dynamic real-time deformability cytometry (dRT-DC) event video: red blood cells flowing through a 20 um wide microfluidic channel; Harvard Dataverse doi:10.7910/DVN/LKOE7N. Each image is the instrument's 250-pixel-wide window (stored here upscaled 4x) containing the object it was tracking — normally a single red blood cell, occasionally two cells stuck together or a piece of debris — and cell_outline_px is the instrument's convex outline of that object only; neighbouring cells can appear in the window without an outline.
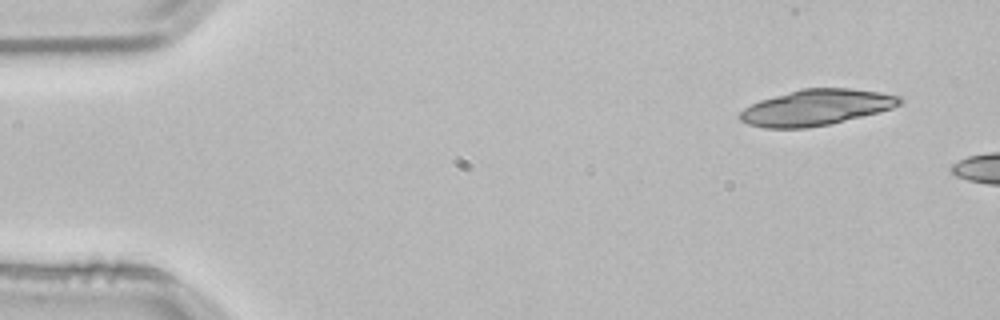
{"species": "common noctule bat (a hibernating species)", "species_latin": "Nyctalus noctula", "temperature_condition": "room temperature", "stored_images_in_passage": 2, "camera_frame_rate_fps": 3000, "um_per_image_px": 0.085, "animal": {"sex": "male", "body_mass_g": 21.5, "forearm_length_mm": 52.0}, "frame": {"image": 1, "passage_image": 1, "time_ms": 0.0, "image_size_px": [1000, 320], "cell_outline_px": [[904, 100], [900, 104], [892, 108], [880, 112], [828, 124], [804, 128], [764, 128], [748, 124], [740, 120], [740, 112], [744, 108], [760, 100], [800, 88], [852, 88], [880, 92], [900, 96]], "centroid_in_image_um": [69.39, 9.12], "position_along_channel_um": 15.6, "area_um2": 33.35}}